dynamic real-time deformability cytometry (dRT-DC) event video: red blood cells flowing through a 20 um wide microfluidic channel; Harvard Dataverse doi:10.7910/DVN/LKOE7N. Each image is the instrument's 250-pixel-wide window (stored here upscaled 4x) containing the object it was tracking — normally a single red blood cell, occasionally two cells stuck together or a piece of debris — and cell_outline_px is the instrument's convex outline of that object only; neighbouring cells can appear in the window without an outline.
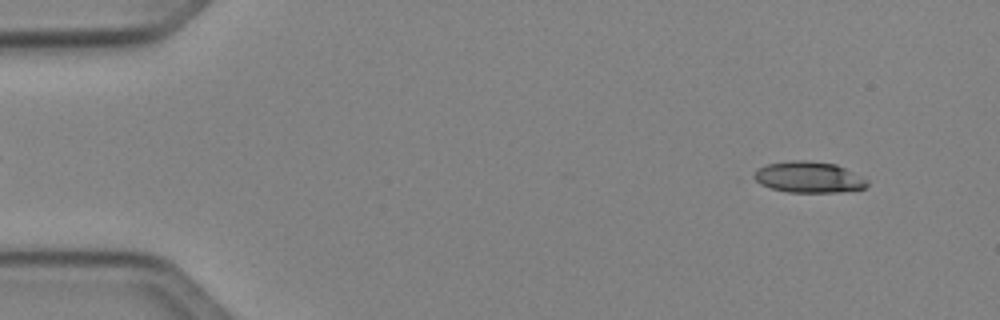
{"species": "Egyptian fruit bat (a non-hibernating species)", "species_latin": "Rousettus aegyptiacus", "temperature_condition": "cold", "stored_images_in_passage": 4, "camera_frame_rate_fps": 3000, "um_per_image_px": 0.085, "animal": {"sex": "female"}, "frame": {"image": 1, "passage_image": 1, "time_ms": 0.0, "image_size_px": [1000, 320], "cell_outline_px": [[868, 184], [864, 188], [840, 192], [788, 192], [772, 188], [760, 184], [752, 180], [748, 176], [756, 168], [768, 164], [792, 160], [808, 160], [836, 164], [868, 180]], "centroid_in_image_um": [68.64, 15.05], "position_along_channel_um": 16.4, "area_um2": 20.75}}
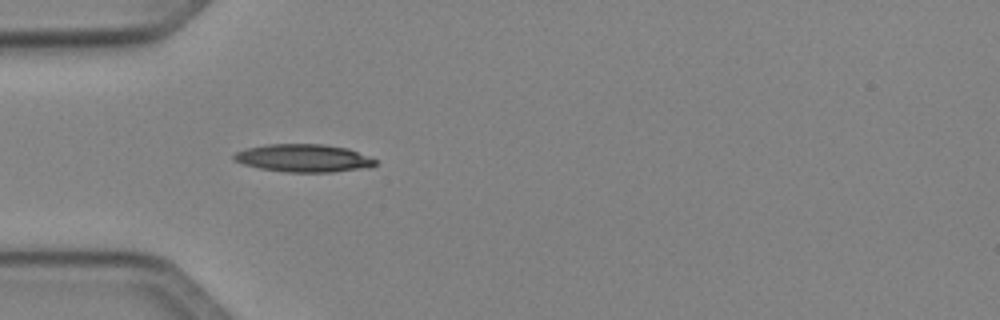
{"frame": {"image": 2, "passage_image": 4, "time_ms": 3.667, "image_size_px": [1000, 320], "cell_outline_px": [[376, 164], [372, 168], [332, 172], [288, 172], [260, 168], [244, 164], [232, 160], [232, 156], [236, 152], [248, 148], [268, 144], [324, 144], [348, 148], [376, 160]], "centroid_in_image_um": [25.83, 13.44], "position_along_channel_um": 59.2, "area_um2": 22.95}}